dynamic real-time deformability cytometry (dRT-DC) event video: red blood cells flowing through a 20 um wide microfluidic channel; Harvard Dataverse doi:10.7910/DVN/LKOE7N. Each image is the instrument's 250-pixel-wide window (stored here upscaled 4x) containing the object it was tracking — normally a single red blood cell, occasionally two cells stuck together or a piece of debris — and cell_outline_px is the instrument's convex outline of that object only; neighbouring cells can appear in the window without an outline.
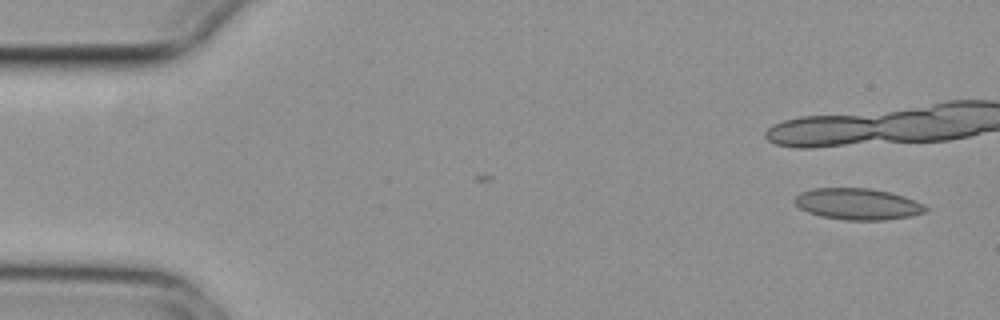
{"species": "common noctule bat (a hibernating species)", "species_latin": "Nyctalus noctula", "temperature_condition": "cold", "stored_images_in_passage": 2, "camera_frame_rate_fps": 3000, "um_per_image_px": 0.085, "animal": {"sex": "female", "body_mass_g": 29.2, "forearm_length_mm": 56.3}, "frame": {"image": 1, "passage_image": 2, "time_ms": 0.333, "image_size_px": [1000, 320], "cell_outline_px": [[928, 212], [912, 216], [884, 220], [844, 220], [820, 216], [808, 212], [800, 208], [792, 200], [800, 192], [812, 188], [868, 188], [888, 192], [904, 196], [924, 204], [928, 208]], "centroid_in_image_um": [72.91, 17.35], "position_along_channel_um": 12.1, "area_um2": 24.1}}